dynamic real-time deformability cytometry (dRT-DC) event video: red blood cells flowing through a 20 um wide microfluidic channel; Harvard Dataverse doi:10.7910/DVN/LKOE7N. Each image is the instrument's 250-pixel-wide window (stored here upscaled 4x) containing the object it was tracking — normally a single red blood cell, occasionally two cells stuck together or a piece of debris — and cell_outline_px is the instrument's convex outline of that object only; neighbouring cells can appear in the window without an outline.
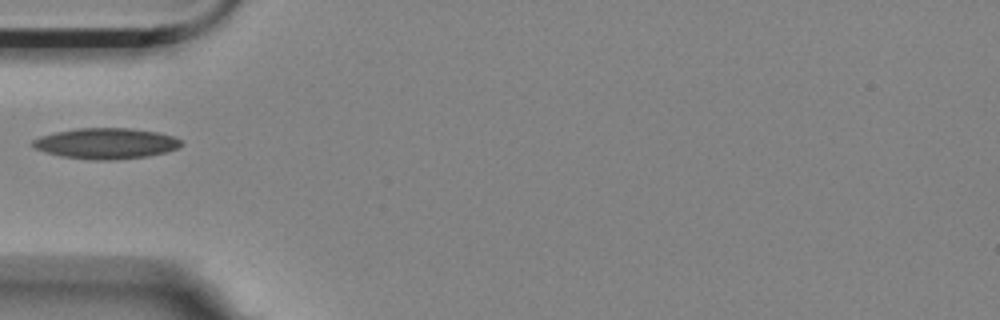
{"species": "Egyptian fruit bat (a non-hibernating species)", "species_latin": "Rousettus aegyptiacus", "temperature_condition": "room temperature", "stored_images_in_passage": 10, "camera_frame_rate_fps": 3000, "um_per_image_px": 0.085, "animal": {"sex": "female"}, "frame": {"image": 1, "passage_image": 4, "time_ms": 1.0, "image_size_px": [1000, 320], "cell_outline_px": [[184, 144], [180, 148], [148, 156], [116, 160], [92, 160], [60, 156], [44, 152], [36, 148], [32, 144], [32, 140], [40, 136], [56, 132], [76, 128], [132, 128], [156, 132], [172, 136], [180, 140]], "centroid_in_image_um": [9.02, 12.19], "position_along_channel_um": 76.0, "area_um2": 26.7}}
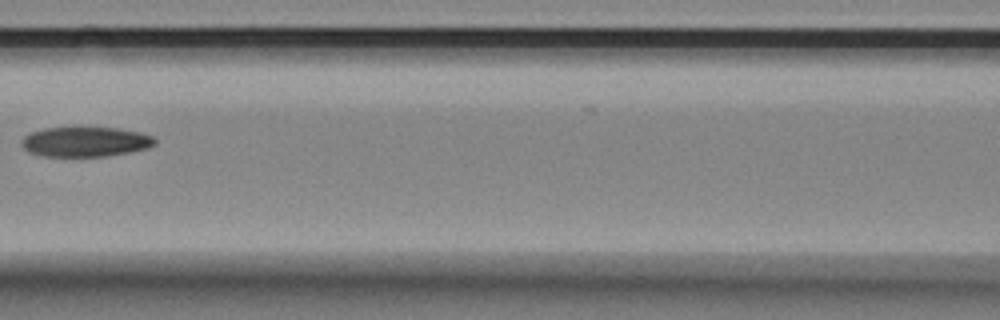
{"frame": {"image": 2, "passage_image": 6, "time_ms": 1.667, "image_size_px": [1000, 320], "cell_outline_px": [[156, 144], [148, 148], [108, 156], [44, 156], [28, 152], [20, 144], [20, 140], [24, 136], [32, 132], [44, 128], [76, 124], [116, 128], [140, 132], [152, 136], [156, 140]], "centroid_in_image_um": [7.22, 12.0], "position_along_channel_um": 159.4, "area_um2": 24.16}}
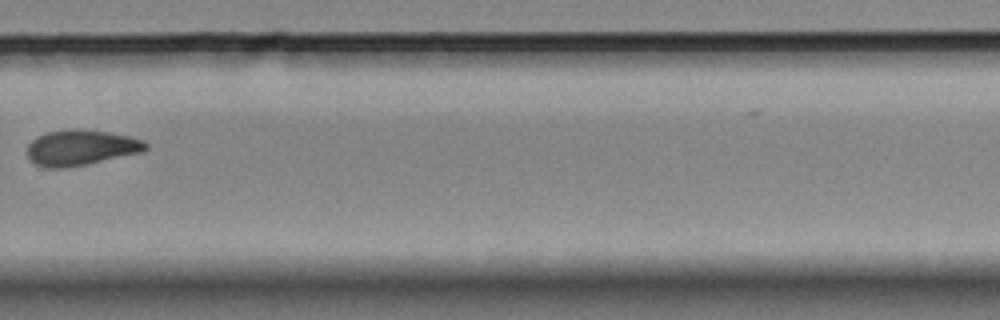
{"frame": {"image": 3, "passage_image": 10, "time_ms": 3.0, "image_size_px": [1000, 320], "cell_outline_px": [[148, 148], [140, 152], [88, 164], [64, 168], [44, 168], [36, 164], [28, 156], [28, 144], [36, 136], [48, 132], [72, 128], [76, 128], [108, 132], [128, 136], [140, 140], [148, 144]], "centroid_in_image_um": [6.84, 12.55], "position_along_channel_um": 323.0, "area_um2": 24.39}}